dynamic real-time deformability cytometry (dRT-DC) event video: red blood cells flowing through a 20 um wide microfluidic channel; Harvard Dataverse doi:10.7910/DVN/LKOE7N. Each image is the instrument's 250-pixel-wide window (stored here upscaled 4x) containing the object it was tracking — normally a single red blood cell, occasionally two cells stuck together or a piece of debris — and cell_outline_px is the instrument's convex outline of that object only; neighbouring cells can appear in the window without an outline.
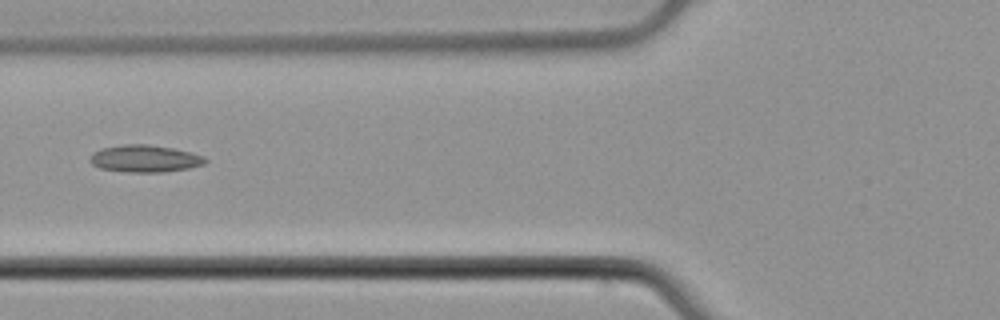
{"species": "common noctule bat (a hibernating species)", "species_latin": "Nyctalus noctula", "temperature_condition": "cold", "stored_images_in_passage": 6, "camera_frame_rate_fps": 3000, "um_per_image_px": 0.085, "animal": {"sex": "male", "body_mass_g": 21.5, "forearm_length_mm": 52.0}, "frame": {"image": 1, "passage_image": 6, "time_ms": 1.667, "image_size_px": [1000, 320], "cell_outline_px": [[208, 160], [204, 164], [188, 168], [160, 172], [128, 172], [100, 168], [92, 164], [88, 160], [92, 152], [100, 148], [124, 144], [148, 144], [172, 148], [192, 152], [204, 156]], "centroid_in_image_um": [12.29, 13.47], "position_along_channel_um": 113.5, "area_um2": 18.32}}